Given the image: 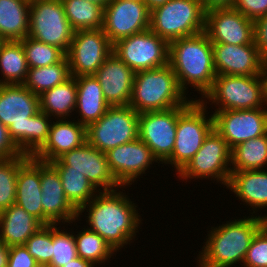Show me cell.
Wrapping results in <instances>:
<instances>
[{
    "instance_id": "obj_29",
    "label": "cell",
    "mask_w": 267,
    "mask_h": 267,
    "mask_svg": "<svg viewBox=\"0 0 267 267\" xmlns=\"http://www.w3.org/2000/svg\"><path fill=\"white\" fill-rule=\"evenodd\" d=\"M76 102L77 84L73 76L39 96L40 111L55 119L68 120L70 113L76 112Z\"/></svg>"
},
{
    "instance_id": "obj_21",
    "label": "cell",
    "mask_w": 267,
    "mask_h": 267,
    "mask_svg": "<svg viewBox=\"0 0 267 267\" xmlns=\"http://www.w3.org/2000/svg\"><path fill=\"white\" fill-rule=\"evenodd\" d=\"M212 50L217 75L252 76L264 72L265 60L254 41L244 45L212 43Z\"/></svg>"
},
{
    "instance_id": "obj_30",
    "label": "cell",
    "mask_w": 267,
    "mask_h": 267,
    "mask_svg": "<svg viewBox=\"0 0 267 267\" xmlns=\"http://www.w3.org/2000/svg\"><path fill=\"white\" fill-rule=\"evenodd\" d=\"M0 84H23L27 78L28 65L20 41H4L0 46Z\"/></svg>"
},
{
    "instance_id": "obj_48",
    "label": "cell",
    "mask_w": 267,
    "mask_h": 267,
    "mask_svg": "<svg viewBox=\"0 0 267 267\" xmlns=\"http://www.w3.org/2000/svg\"><path fill=\"white\" fill-rule=\"evenodd\" d=\"M168 1L169 0H143L150 12L160 6H163Z\"/></svg>"
},
{
    "instance_id": "obj_28",
    "label": "cell",
    "mask_w": 267,
    "mask_h": 267,
    "mask_svg": "<svg viewBox=\"0 0 267 267\" xmlns=\"http://www.w3.org/2000/svg\"><path fill=\"white\" fill-rule=\"evenodd\" d=\"M29 11L27 0H0V36L5 41H19L28 36Z\"/></svg>"
},
{
    "instance_id": "obj_10",
    "label": "cell",
    "mask_w": 267,
    "mask_h": 267,
    "mask_svg": "<svg viewBox=\"0 0 267 267\" xmlns=\"http://www.w3.org/2000/svg\"><path fill=\"white\" fill-rule=\"evenodd\" d=\"M71 27L61 0H34L30 2L28 36L61 49L65 54L72 42Z\"/></svg>"
},
{
    "instance_id": "obj_25",
    "label": "cell",
    "mask_w": 267,
    "mask_h": 267,
    "mask_svg": "<svg viewBox=\"0 0 267 267\" xmlns=\"http://www.w3.org/2000/svg\"><path fill=\"white\" fill-rule=\"evenodd\" d=\"M238 199L255 210L267 207V171L247 170L231 172L227 185ZM255 207V208H254ZM258 208V209H257ZM267 219L266 214L264 215Z\"/></svg>"
},
{
    "instance_id": "obj_20",
    "label": "cell",
    "mask_w": 267,
    "mask_h": 267,
    "mask_svg": "<svg viewBox=\"0 0 267 267\" xmlns=\"http://www.w3.org/2000/svg\"><path fill=\"white\" fill-rule=\"evenodd\" d=\"M105 154L111 173L123 188L132 185L151 164L158 163L151 149L139 138L112 148Z\"/></svg>"
},
{
    "instance_id": "obj_26",
    "label": "cell",
    "mask_w": 267,
    "mask_h": 267,
    "mask_svg": "<svg viewBox=\"0 0 267 267\" xmlns=\"http://www.w3.org/2000/svg\"><path fill=\"white\" fill-rule=\"evenodd\" d=\"M43 224L17 204L0 213V240L7 246L24 245Z\"/></svg>"
},
{
    "instance_id": "obj_42",
    "label": "cell",
    "mask_w": 267,
    "mask_h": 267,
    "mask_svg": "<svg viewBox=\"0 0 267 267\" xmlns=\"http://www.w3.org/2000/svg\"><path fill=\"white\" fill-rule=\"evenodd\" d=\"M34 257L24 245L9 247L7 267H38Z\"/></svg>"
},
{
    "instance_id": "obj_27",
    "label": "cell",
    "mask_w": 267,
    "mask_h": 267,
    "mask_svg": "<svg viewBox=\"0 0 267 267\" xmlns=\"http://www.w3.org/2000/svg\"><path fill=\"white\" fill-rule=\"evenodd\" d=\"M76 78V108L80 119L77 121L86 127L99 120L110 107L104 98L102 87L94 75Z\"/></svg>"
},
{
    "instance_id": "obj_35",
    "label": "cell",
    "mask_w": 267,
    "mask_h": 267,
    "mask_svg": "<svg viewBox=\"0 0 267 267\" xmlns=\"http://www.w3.org/2000/svg\"><path fill=\"white\" fill-rule=\"evenodd\" d=\"M58 173L65 196L77 210L99 192L82 173L77 171H58Z\"/></svg>"
},
{
    "instance_id": "obj_23",
    "label": "cell",
    "mask_w": 267,
    "mask_h": 267,
    "mask_svg": "<svg viewBox=\"0 0 267 267\" xmlns=\"http://www.w3.org/2000/svg\"><path fill=\"white\" fill-rule=\"evenodd\" d=\"M86 137L85 125L74 120L56 119L51 123L46 143L33 157L51 162L63 153L82 146L87 141Z\"/></svg>"
},
{
    "instance_id": "obj_14",
    "label": "cell",
    "mask_w": 267,
    "mask_h": 267,
    "mask_svg": "<svg viewBox=\"0 0 267 267\" xmlns=\"http://www.w3.org/2000/svg\"><path fill=\"white\" fill-rule=\"evenodd\" d=\"M113 53L103 29L74 31L66 57L73 77L94 75Z\"/></svg>"
},
{
    "instance_id": "obj_7",
    "label": "cell",
    "mask_w": 267,
    "mask_h": 267,
    "mask_svg": "<svg viewBox=\"0 0 267 267\" xmlns=\"http://www.w3.org/2000/svg\"><path fill=\"white\" fill-rule=\"evenodd\" d=\"M205 29V10L200 0H169L151 11L150 30L168 43Z\"/></svg>"
},
{
    "instance_id": "obj_13",
    "label": "cell",
    "mask_w": 267,
    "mask_h": 267,
    "mask_svg": "<svg viewBox=\"0 0 267 267\" xmlns=\"http://www.w3.org/2000/svg\"><path fill=\"white\" fill-rule=\"evenodd\" d=\"M195 101L164 111L139 114L138 138L150 149L153 156L163 164L172 154L178 117Z\"/></svg>"
},
{
    "instance_id": "obj_9",
    "label": "cell",
    "mask_w": 267,
    "mask_h": 267,
    "mask_svg": "<svg viewBox=\"0 0 267 267\" xmlns=\"http://www.w3.org/2000/svg\"><path fill=\"white\" fill-rule=\"evenodd\" d=\"M139 113L131 106L109 107L97 121L86 127L87 142L106 153L138 138Z\"/></svg>"
},
{
    "instance_id": "obj_17",
    "label": "cell",
    "mask_w": 267,
    "mask_h": 267,
    "mask_svg": "<svg viewBox=\"0 0 267 267\" xmlns=\"http://www.w3.org/2000/svg\"><path fill=\"white\" fill-rule=\"evenodd\" d=\"M213 118L214 129L231 149L267 133V108L215 111Z\"/></svg>"
},
{
    "instance_id": "obj_51",
    "label": "cell",
    "mask_w": 267,
    "mask_h": 267,
    "mask_svg": "<svg viewBox=\"0 0 267 267\" xmlns=\"http://www.w3.org/2000/svg\"><path fill=\"white\" fill-rule=\"evenodd\" d=\"M5 40L0 36V46Z\"/></svg>"
},
{
    "instance_id": "obj_36",
    "label": "cell",
    "mask_w": 267,
    "mask_h": 267,
    "mask_svg": "<svg viewBox=\"0 0 267 267\" xmlns=\"http://www.w3.org/2000/svg\"><path fill=\"white\" fill-rule=\"evenodd\" d=\"M29 158L21 155L0 159V213L15 203L18 168Z\"/></svg>"
},
{
    "instance_id": "obj_49",
    "label": "cell",
    "mask_w": 267,
    "mask_h": 267,
    "mask_svg": "<svg viewBox=\"0 0 267 267\" xmlns=\"http://www.w3.org/2000/svg\"><path fill=\"white\" fill-rule=\"evenodd\" d=\"M86 1L100 4L101 6L105 7L109 3L110 0H86Z\"/></svg>"
},
{
    "instance_id": "obj_18",
    "label": "cell",
    "mask_w": 267,
    "mask_h": 267,
    "mask_svg": "<svg viewBox=\"0 0 267 267\" xmlns=\"http://www.w3.org/2000/svg\"><path fill=\"white\" fill-rule=\"evenodd\" d=\"M204 32L212 43L244 45L254 41V21L233 7L205 11Z\"/></svg>"
},
{
    "instance_id": "obj_41",
    "label": "cell",
    "mask_w": 267,
    "mask_h": 267,
    "mask_svg": "<svg viewBox=\"0 0 267 267\" xmlns=\"http://www.w3.org/2000/svg\"><path fill=\"white\" fill-rule=\"evenodd\" d=\"M232 7L253 21L267 14V0H235Z\"/></svg>"
},
{
    "instance_id": "obj_19",
    "label": "cell",
    "mask_w": 267,
    "mask_h": 267,
    "mask_svg": "<svg viewBox=\"0 0 267 267\" xmlns=\"http://www.w3.org/2000/svg\"><path fill=\"white\" fill-rule=\"evenodd\" d=\"M40 182L43 225L78 221V210L65 196L60 175L50 162L40 161Z\"/></svg>"
},
{
    "instance_id": "obj_4",
    "label": "cell",
    "mask_w": 267,
    "mask_h": 267,
    "mask_svg": "<svg viewBox=\"0 0 267 267\" xmlns=\"http://www.w3.org/2000/svg\"><path fill=\"white\" fill-rule=\"evenodd\" d=\"M267 222L265 216H249L211 227L205 245L199 252V267H233L243 263L251 241Z\"/></svg>"
},
{
    "instance_id": "obj_43",
    "label": "cell",
    "mask_w": 267,
    "mask_h": 267,
    "mask_svg": "<svg viewBox=\"0 0 267 267\" xmlns=\"http://www.w3.org/2000/svg\"><path fill=\"white\" fill-rule=\"evenodd\" d=\"M253 37L260 56L267 61V14L254 21Z\"/></svg>"
},
{
    "instance_id": "obj_44",
    "label": "cell",
    "mask_w": 267,
    "mask_h": 267,
    "mask_svg": "<svg viewBox=\"0 0 267 267\" xmlns=\"http://www.w3.org/2000/svg\"><path fill=\"white\" fill-rule=\"evenodd\" d=\"M21 152L9 135L8 128L0 122V159L21 156Z\"/></svg>"
},
{
    "instance_id": "obj_50",
    "label": "cell",
    "mask_w": 267,
    "mask_h": 267,
    "mask_svg": "<svg viewBox=\"0 0 267 267\" xmlns=\"http://www.w3.org/2000/svg\"><path fill=\"white\" fill-rule=\"evenodd\" d=\"M264 75L266 78V89H267V61H265V64H264Z\"/></svg>"
},
{
    "instance_id": "obj_45",
    "label": "cell",
    "mask_w": 267,
    "mask_h": 267,
    "mask_svg": "<svg viewBox=\"0 0 267 267\" xmlns=\"http://www.w3.org/2000/svg\"><path fill=\"white\" fill-rule=\"evenodd\" d=\"M205 11L214 8L232 7L235 0H200Z\"/></svg>"
},
{
    "instance_id": "obj_11",
    "label": "cell",
    "mask_w": 267,
    "mask_h": 267,
    "mask_svg": "<svg viewBox=\"0 0 267 267\" xmlns=\"http://www.w3.org/2000/svg\"><path fill=\"white\" fill-rule=\"evenodd\" d=\"M231 150L228 143L213 129L202 147L178 173V178L186 182L189 178H211L227 187L231 175Z\"/></svg>"
},
{
    "instance_id": "obj_6",
    "label": "cell",
    "mask_w": 267,
    "mask_h": 267,
    "mask_svg": "<svg viewBox=\"0 0 267 267\" xmlns=\"http://www.w3.org/2000/svg\"><path fill=\"white\" fill-rule=\"evenodd\" d=\"M203 98L201 102L209 100L218 106L215 111L266 108L264 72L252 76L216 75L212 88Z\"/></svg>"
},
{
    "instance_id": "obj_32",
    "label": "cell",
    "mask_w": 267,
    "mask_h": 267,
    "mask_svg": "<svg viewBox=\"0 0 267 267\" xmlns=\"http://www.w3.org/2000/svg\"><path fill=\"white\" fill-rule=\"evenodd\" d=\"M66 17L74 31L103 27L104 7L86 0H61Z\"/></svg>"
},
{
    "instance_id": "obj_38",
    "label": "cell",
    "mask_w": 267,
    "mask_h": 267,
    "mask_svg": "<svg viewBox=\"0 0 267 267\" xmlns=\"http://www.w3.org/2000/svg\"><path fill=\"white\" fill-rule=\"evenodd\" d=\"M52 224L51 261L49 267H63L78 257L74 233L61 230Z\"/></svg>"
},
{
    "instance_id": "obj_2",
    "label": "cell",
    "mask_w": 267,
    "mask_h": 267,
    "mask_svg": "<svg viewBox=\"0 0 267 267\" xmlns=\"http://www.w3.org/2000/svg\"><path fill=\"white\" fill-rule=\"evenodd\" d=\"M98 194L78 210V218L86 210L89 229L99 234L117 253L135 239L142 220L135 203L119 189L99 191Z\"/></svg>"
},
{
    "instance_id": "obj_31",
    "label": "cell",
    "mask_w": 267,
    "mask_h": 267,
    "mask_svg": "<svg viewBox=\"0 0 267 267\" xmlns=\"http://www.w3.org/2000/svg\"><path fill=\"white\" fill-rule=\"evenodd\" d=\"M231 172L262 170L267 165V133L237 144L231 150Z\"/></svg>"
},
{
    "instance_id": "obj_15",
    "label": "cell",
    "mask_w": 267,
    "mask_h": 267,
    "mask_svg": "<svg viewBox=\"0 0 267 267\" xmlns=\"http://www.w3.org/2000/svg\"><path fill=\"white\" fill-rule=\"evenodd\" d=\"M50 163L57 171H77L84 174L96 189L98 187V191L122 188L109 169L106 154L87 141L82 146L63 153Z\"/></svg>"
},
{
    "instance_id": "obj_3",
    "label": "cell",
    "mask_w": 267,
    "mask_h": 267,
    "mask_svg": "<svg viewBox=\"0 0 267 267\" xmlns=\"http://www.w3.org/2000/svg\"><path fill=\"white\" fill-rule=\"evenodd\" d=\"M168 64L174 71L180 89L187 85L201 92L203 98L212 88L216 71L212 42L203 31L199 34L173 40L169 43Z\"/></svg>"
},
{
    "instance_id": "obj_47",
    "label": "cell",
    "mask_w": 267,
    "mask_h": 267,
    "mask_svg": "<svg viewBox=\"0 0 267 267\" xmlns=\"http://www.w3.org/2000/svg\"><path fill=\"white\" fill-rule=\"evenodd\" d=\"M97 265H93L91 262L82 259L81 257H77L71 260L68 264H65L63 267H94Z\"/></svg>"
},
{
    "instance_id": "obj_22",
    "label": "cell",
    "mask_w": 267,
    "mask_h": 267,
    "mask_svg": "<svg viewBox=\"0 0 267 267\" xmlns=\"http://www.w3.org/2000/svg\"><path fill=\"white\" fill-rule=\"evenodd\" d=\"M110 107L128 106L135 72L112 53L94 74Z\"/></svg>"
},
{
    "instance_id": "obj_12",
    "label": "cell",
    "mask_w": 267,
    "mask_h": 267,
    "mask_svg": "<svg viewBox=\"0 0 267 267\" xmlns=\"http://www.w3.org/2000/svg\"><path fill=\"white\" fill-rule=\"evenodd\" d=\"M113 53L137 73L167 65L169 43L148 29L118 40Z\"/></svg>"
},
{
    "instance_id": "obj_37",
    "label": "cell",
    "mask_w": 267,
    "mask_h": 267,
    "mask_svg": "<svg viewBox=\"0 0 267 267\" xmlns=\"http://www.w3.org/2000/svg\"><path fill=\"white\" fill-rule=\"evenodd\" d=\"M19 41L22 43L28 68L56 64L66 56L58 47L37 41L29 36Z\"/></svg>"
},
{
    "instance_id": "obj_52",
    "label": "cell",
    "mask_w": 267,
    "mask_h": 267,
    "mask_svg": "<svg viewBox=\"0 0 267 267\" xmlns=\"http://www.w3.org/2000/svg\"><path fill=\"white\" fill-rule=\"evenodd\" d=\"M127 1H143V0H127Z\"/></svg>"
},
{
    "instance_id": "obj_16",
    "label": "cell",
    "mask_w": 267,
    "mask_h": 267,
    "mask_svg": "<svg viewBox=\"0 0 267 267\" xmlns=\"http://www.w3.org/2000/svg\"><path fill=\"white\" fill-rule=\"evenodd\" d=\"M151 12L143 1L110 0L104 7L103 31L114 44L150 29Z\"/></svg>"
},
{
    "instance_id": "obj_8",
    "label": "cell",
    "mask_w": 267,
    "mask_h": 267,
    "mask_svg": "<svg viewBox=\"0 0 267 267\" xmlns=\"http://www.w3.org/2000/svg\"><path fill=\"white\" fill-rule=\"evenodd\" d=\"M196 99L179 117L171 156L164 164H171L177 174L202 147L208 134L214 129L213 114L206 117V104ZM209 118V119H208Z\"/></svg>"
},
{
    "instance_id": "obj_5",
    "label": "cell",
    "mask_w": 267,
    "mask_h": 267,
    "mask_svg": "<svg viewBox=\"0 0 267 267\" xmlns=\"http://www.w3.org/2000/svg\"><path fill=\"white\" fill-rule=\"evenodd\" d=\"M189 101L169 64L135 73L129 106L137 113L164 111Z\"/></svg>"
},
{
    "instance_id": "obj_24",
    "label": "cell",
    "mask_w": 267,
    "mask_h": 267,
    "mask_svg": "<svg viewBox=\"0 0 267 267\" xmlns=\"http://www.w3.org/2000/svg\"><path fill=\"white\" fill-rule=\"evenodd\" d=\"M41 194L40 160L29 157L18 168L15 204L24 208L43 224Z\"/></svg>"
},
{
    "instance_id": "obj_34",
    "label": "cell",
    "mask_w": 267,
    "mask_h": 267,
    "mask_svg": "<svg viewBox=\"0 0 267 267\" xmlns=\"http://www.w3.org/2000/svg\"><path fill=\"white\" fill-rule=\"evenodd\" d=\"M84 229V230H83ZM77 235L74 234L77 254L84 260L91 262L93 265L104 263L109 260L114 252L109 245L99 234L84 227Z\"/></svg>"
},
{
    "instance_id": "obj_40",
    "label": "cell",
    "mask_w": 267,
    "mask_h": 267,
    "mask_svg": "<svg viewBox=\"0 0 267 267\" xmlns=\"http://www.w3.org/2000/svg\"><path fill=\"white\" fill-rule=\"evenodd\" d=\"M242 266L267 267V222L253 237Z\"/></svg>"
},
{
    "instance_id": "obj_46",
    "label": "cell",
    "mask_w": 267,
    "mask_h": 267,
    "mask_svg": "<svg viewBox=\"0 0 267 267\" xmlns=\"http://www.w3.org/2000/svg\"><path fill=\"white\" fill-rule=\"evenodd\" d=\"M9 257V246L0 240V267H7Z\"/></svg>"
},
{
    "instance_id": "obj_33",
    "label": "cell",
    "mask_w": 267,
    "mask_h": 267,
    "mask_svg": "<svg viewBox=\"0 0 267 267\" xmlns=\"http://www.w3.org/2000/svg\"><path fill=\"white\" fill-rule=\"evenodd\" d=\"M71 77L70 67L65 56L60 62L49 66L29 68L23 85L32 93L40 96Z\"/></svg>"
},
{
    "instance_id": "obj_1",
    "label": "cell",
    "mask_w": 267,
    "mask_h": 267,
    "mask_svg": "<svg viewBox=\"0 0 267 267\" xmlns=\"http://www.w3.org/2000/svg\"><path fill=\"white\" fill-rule=\"evenodd\" d=\"M51 119L40 111L39 96L23 84H0V122L21 154L33 157L44 146Z\"/></svg>"
},
{
    "instance_id": "obj_53",
    "label": "cell",
    "mask_w": 267,
    "mask_h": 267,
    "mask_svg": "<svg viewBox=\"0 0 267 267\" xmlns=\"http://www.w3.org/2000/svg\"><path fill=\"white\" fill-rule=\"evenodd\" d=\"M38 267H49V266L39 265Z\"/></svg>"
},
{
    "instance_id": "obj_39",
    "label": "cell",
    "mask_w": 267,
    "mask_h": 267,
    "mask_svg": "<svg viewBox=\"0 0 267 267\" xmlns=\"http://www.w3.org/2000/svg\"><path fill=\"white\" fill-rule=\"evenodd\" d=\"M52 224L41 226L24 246L38 265L48 266L51 261Z\"/></svg>"
}]
</instances>
